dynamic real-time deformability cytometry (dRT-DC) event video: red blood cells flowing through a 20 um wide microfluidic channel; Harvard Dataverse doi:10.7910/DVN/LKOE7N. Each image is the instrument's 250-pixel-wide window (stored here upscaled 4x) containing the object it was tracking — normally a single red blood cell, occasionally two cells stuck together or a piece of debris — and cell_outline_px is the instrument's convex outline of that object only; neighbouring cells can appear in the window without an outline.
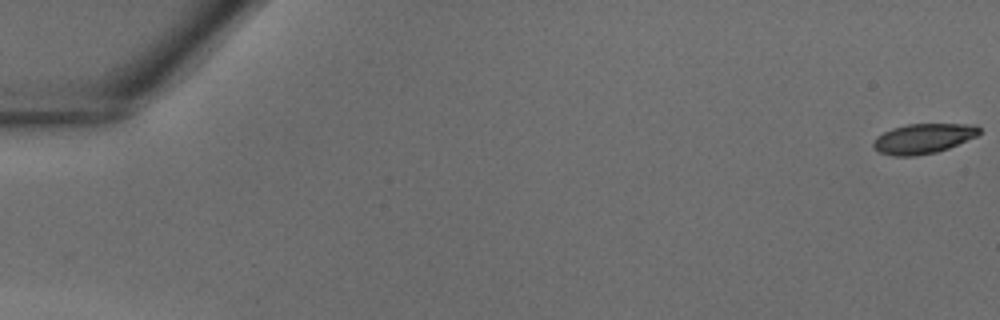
{"species": "common noctule bat (a hibernating species)", "species_latin": "Nyctalus noctula", "temperature_condition": "warm", "stored_images_in_passage": 40, "camera_frame_rate_fps": 3000, "um_per_image_px": 0.085, "animal": {"sex": "male", "body_mass_g": 18.8}, "frame": {"image": 1, "passage_image": 1, "time_ms": 0.0, "image_size_px": [1000, 320], "cell_outline_px": [[980, 132], [976, 136], [948, 148], [936, 152], [916, 156], [892, 156], [880, 152], [872, 144], [876, 136], [892, 128], [908, 124], [976, 124], [980, 128]], "centroid_in_image_um": [78.47, 11.77], "position_along_channel_um": 6.5, "area_um2": 18.38}}
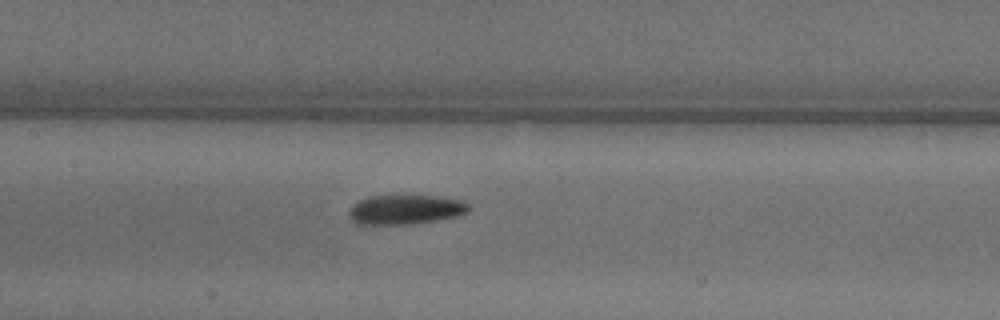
{"frame": {"image": 2, "passage_image": 21, "time_ms": 6.667, "image_size_px": [1000, 320], "cell_outline_px": [[468, 212], [452, 216], [412, 224], [356, 224], [352, 220], [352, 204], [368, 196], [392, 192], [436, 196], [460, 200], [468, 204]], "centroid_in_image_um": [34.41, 17.75], "position_along_channel_um": 173.0, "area_um2": 20.92}}
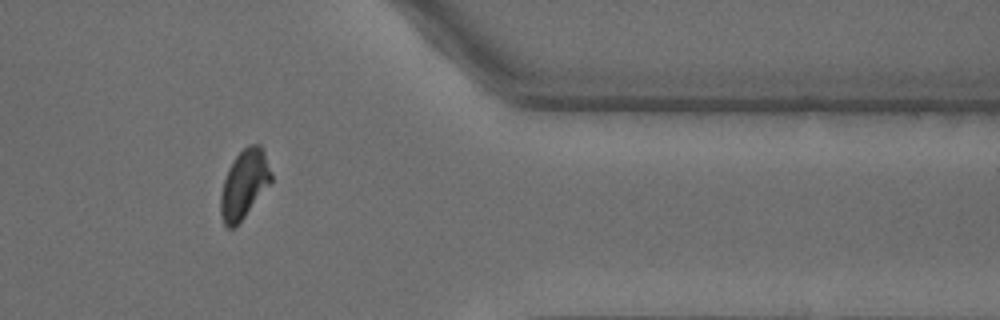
{"frame": {"image": 3, "passage_image": 35, "time_ms": 11.333, "image_size_px": [1000, 320], "cell_outline_px": [[272, 180], [236, 228], [228, 228], [224, 224], [220, 216], [220, 196], [224, 180], [228, 168], [236, 156], [248, 144], [260, 144], [264, 152], [272, 176]], "centroid_in_image_um": [20.73, 15.68], "position_along_channel_um": 390.7, "area_um2": 20.06}}